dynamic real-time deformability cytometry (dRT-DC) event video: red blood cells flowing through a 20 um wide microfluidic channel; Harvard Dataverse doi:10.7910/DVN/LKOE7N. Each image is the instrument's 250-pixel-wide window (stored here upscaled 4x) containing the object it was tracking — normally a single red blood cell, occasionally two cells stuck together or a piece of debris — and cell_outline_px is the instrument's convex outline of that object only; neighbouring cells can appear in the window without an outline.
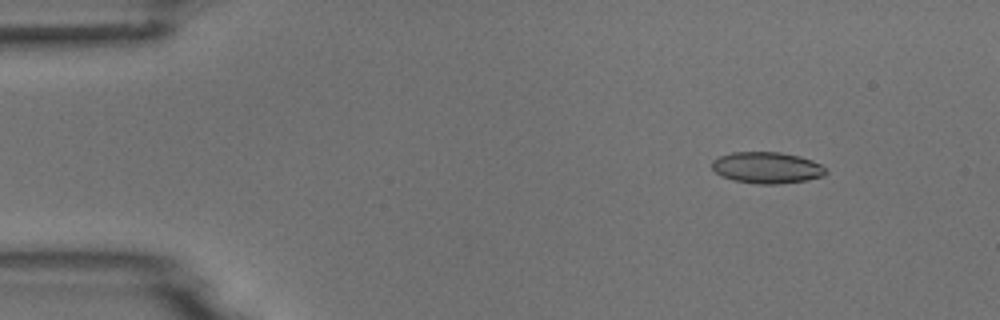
{"species": "common noctule bat (a hibernating species)", "species_latin": "Nyctalus noctula", "temperature_condition": "room temperature", "stored_images_in_passage": 6, "camera_frame_rate_fps": 3000, "um_per_image_px": 0.085, "animal": {"sex": "male", "body_mass_g": 18.8}, "frame": {"image": 1, "passage_image": 2, "time_ms": 1.0, "image_size_px": [1000, 320], "cell_outline_px": [[828, 172], [824, 176], [804, 180], [776, 184], [756, 184], [732, 180], [720, 176], [712, 168], [712, 160], [720, 156], [732, 152], [780, 152], [800, 156], [812, 160], [820, 164]], "centroid_in_image_um": [65.17, 14.25], "position_along_channel_um": 19.8, "area_um2": 20.87}}
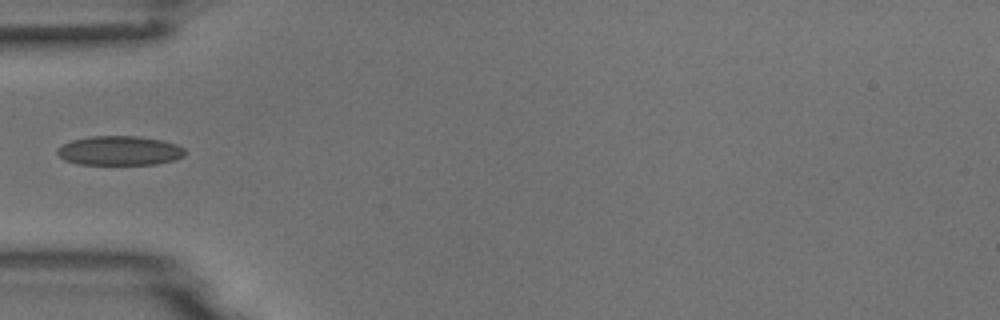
{"frame": {"image": 2, "passage_image": 5, "time_ms": 4.667, "image_size_px": [1000, 320], "cell_outline_px": [[184, 156], [176, 160], [156, 164], [76, 164], [64, 160], [56, 152], [64, 144], [72, 140], [92, 136], [136, 136], [160, 140], [176, 144], [184, 148]], "centroid_in_image_um": [10.18, 12.81], "position_along_channel_um": 74.8, "area_um2": 21.68}}